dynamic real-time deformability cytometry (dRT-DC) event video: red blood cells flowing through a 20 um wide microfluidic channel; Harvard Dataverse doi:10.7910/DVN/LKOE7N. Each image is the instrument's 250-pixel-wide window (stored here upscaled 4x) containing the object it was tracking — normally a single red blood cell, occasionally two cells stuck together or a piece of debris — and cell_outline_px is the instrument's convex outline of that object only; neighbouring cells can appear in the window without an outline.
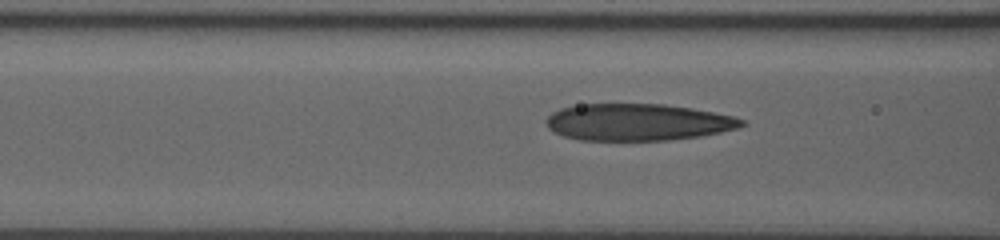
{"species": "human", "species_latin": "Homo sapiens", "temperature_condition": "room temperature", "stored_images_in_passage": 13, "camera_frame_rate_fps": 3000, "um_per_image_px": 0.085, "donor": {"sex": "male"}, "frame": {"image": 1, "passage_image": 11, "time_ms": 3.333, "image_size_px": [1000, 240], "cell_outline_px": [[748, 124], [736, 128], [720, 132], [700, 136], [668, 140], [580, 140], [564, 136], [552, 132], [548, 128], [544, 120], [552, 112], [560, 108], [580, 104], [664, 104], [692, 108], [732, 116], [744, 120]], "centroid_in_image_um": [54.17, 10.38], "position_along_channel_um": 112.4, "area_um2": 42.08}}